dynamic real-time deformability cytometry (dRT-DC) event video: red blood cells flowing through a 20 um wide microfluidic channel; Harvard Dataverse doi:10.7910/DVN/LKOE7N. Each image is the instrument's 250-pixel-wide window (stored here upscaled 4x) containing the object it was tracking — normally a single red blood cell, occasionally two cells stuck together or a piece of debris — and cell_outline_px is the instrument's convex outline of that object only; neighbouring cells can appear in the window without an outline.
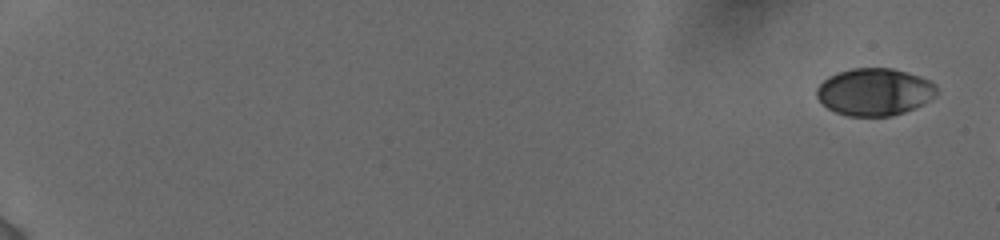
{"species": "human", "species_latin": "Homo sapiens", "temperature_condition": "cold", "stored_images_in_passage": 4, "camera_frame_rate_fps": 3000, "um_per_image_px": 0.085, "donor": {"sex": "female"}, "frame": {"image": 1, "passage_image": 1, "time_ms": 0.0, "image_size_px": [1000, 240], "cell_outline_px": [[936, 92], [932, 96], [920, 104], [904, 112], [892, 116], [848, 116], [836, 112], [828, 108], [816, 96], [816, 88], [828, 76], [836, 72], [852, 68], [892, 68], [920, 76], [928, 80], [936, 88]], "centroid_in_image_um": [74.26, 7.8], "position_along_channel_um": 10.7, "area_um2": 32.66}}